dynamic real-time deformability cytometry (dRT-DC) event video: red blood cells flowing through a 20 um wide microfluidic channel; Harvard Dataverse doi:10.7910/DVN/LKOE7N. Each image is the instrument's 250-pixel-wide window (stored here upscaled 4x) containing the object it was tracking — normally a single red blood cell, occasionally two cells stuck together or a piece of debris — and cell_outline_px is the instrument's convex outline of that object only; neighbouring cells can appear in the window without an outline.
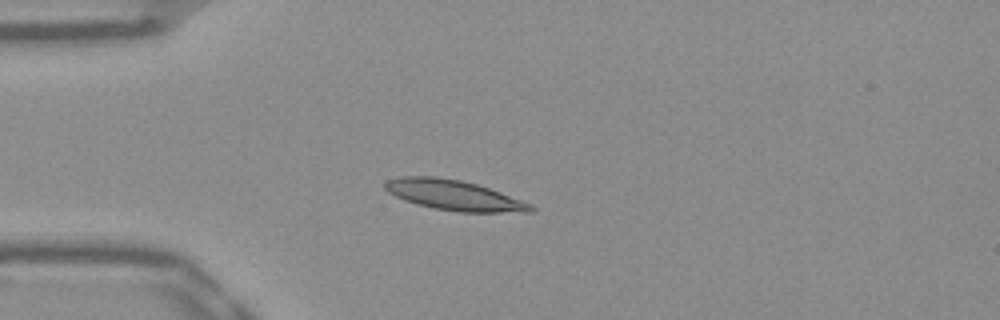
{"species": "Egyptian fruit bat (a non-hibernating species)", "species_latin": "Rousettus aegyptiacus", "temperature_condition": "warm", "stored_images_in_passage": 40, "camera_frame_rate_fps": 3000, "um_per_image_px": 0.085, "frame": {"image": 1, "passage_image": 2, "time_ms": 0.333, "image_size_px": [1000, 320], "cell_outline_px": [[536, 208], [532, 212], [460, 212], [436, 208], [416, 204], [404, 200], [388, 192], [384, 188], [384, 180], [400, 176], [432, 176], [460, 180], [476, 184], [500, 192], [532, 204]], "centroid_in_image_um": [38.56, 16.59], "position_along_channel_um": 46.4, "area_um2": 25.55}}
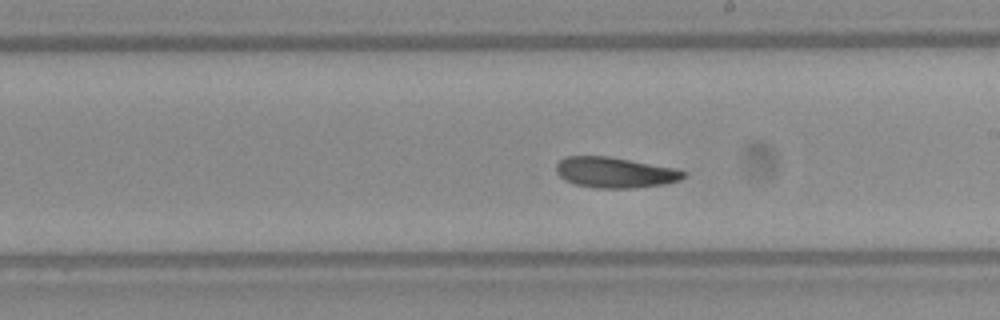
{"frame": {"image": 2, "passage_image": 18, "time_ms": 5.667, "image_size_px": [1000, 320], "cell_outline_px": [[688, 176], [680, 180], [664, 184], [632, 188], [596, 188], [576, 184], [564, 180], [556, 172], [556, 164], [560, 160], [568, 156], [608, 156], [676, 168], [688, 172]], "centroid_in_image_um": [52.31, 14.66], "position_along_channel_um": 236.7, "area_um2": 22.83}}
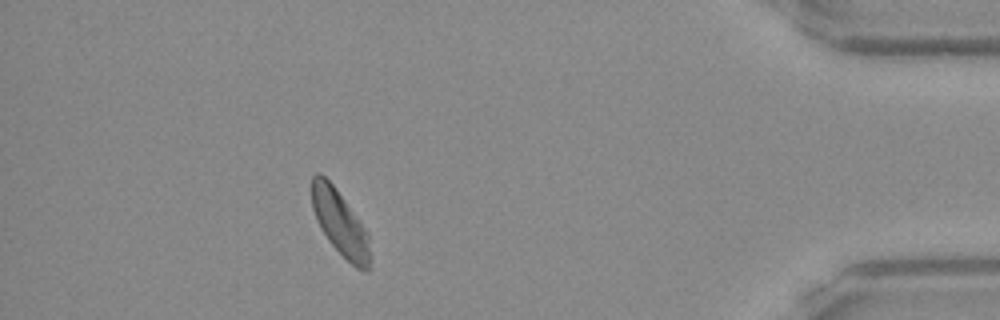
{"frame": {"image": 3, "passage_image": 35, "time_ms": 11.333, "image_size_px": [1000, 320], "cell_outline_px": [[368, 272], [364, 272], [356, 268], [328, 240], [320, 228], [316, 220], [312, 208], [312, 176], [316, 172], [320, 172], [332, 184], [368, 232]], "centroid_in_image_um": [28.86, 18.93], "position_along_channel_um": 406.3, "area_um2": 21.5}, "authors_computed_cell_mechanics": {"area_um2": 23.1489, "velocity_mm_per_s": 3.8836, "shape_relaxation_time_tau1_ms": 6.2674, "shape_relaxation_time_tau2_ms": 5.5069, "deformation_change_tau1": 0.1473, "deformation_change_tau2": 0.1175}}